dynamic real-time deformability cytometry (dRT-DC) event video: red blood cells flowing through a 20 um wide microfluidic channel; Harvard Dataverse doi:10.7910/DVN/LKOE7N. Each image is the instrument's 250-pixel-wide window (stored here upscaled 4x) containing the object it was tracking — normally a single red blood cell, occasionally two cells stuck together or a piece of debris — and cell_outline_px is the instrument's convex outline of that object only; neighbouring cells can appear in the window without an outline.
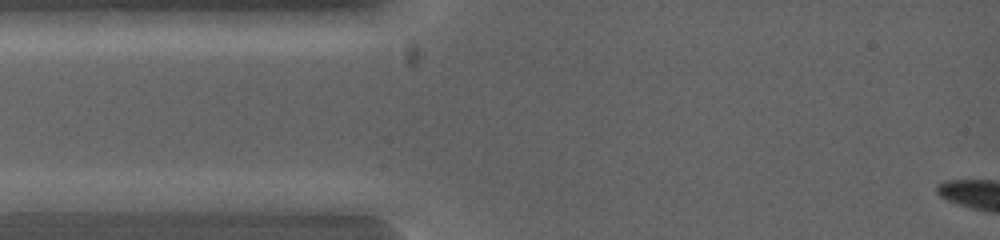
{"species": "common noctule bat (a hibernating species)", "species_latin": "Nyctalus noctula", "temperature_condition": "warm", "stored_images_in_passage": 4, "camera_frame_rate_fps": 5000, "um_per_image_px": 0.085, "animal": {"sex": "female", "body_mass_g": 19.0, "forearm_length_mm": 53.3}, "frame": {"image": 1, "passage_image": 3, "time_ms": 0.8, "image_size_px": [1000, 240], "cell_outline_px": [[140, 200], [60, 212], [16, 212], [12, 200], [76, 192], [124, 192]], "centroid_in_image_um": [6.01, 17.14], "position_along_channel_um": 79.0, "area_um2": 12.54}}